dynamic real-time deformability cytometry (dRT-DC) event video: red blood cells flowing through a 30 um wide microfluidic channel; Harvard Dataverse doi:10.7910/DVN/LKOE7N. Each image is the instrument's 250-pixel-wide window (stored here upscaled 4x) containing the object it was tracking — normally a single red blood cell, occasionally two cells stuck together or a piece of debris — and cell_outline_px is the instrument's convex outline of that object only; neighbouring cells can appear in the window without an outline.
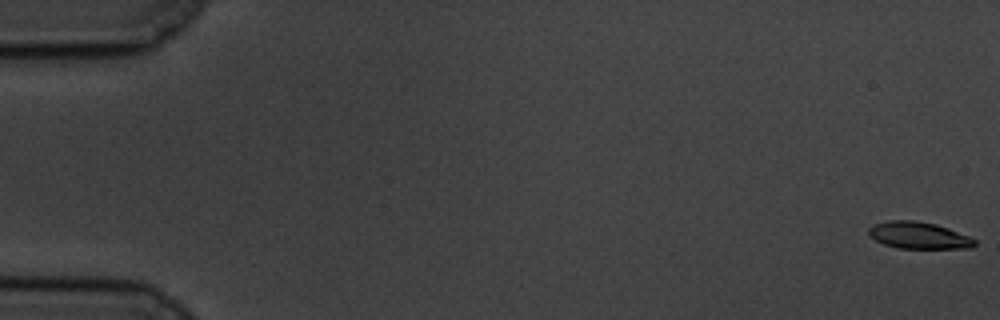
{"species": "common noctule bat (a hibernating species)", "species_latin": "Nyctalus noctula", "temperature_condition": "cold", "stored_images_in_passage": 59, "camera_frame_rate_fps": 3000, "um_per_image_px": 0.085, "animal": {"sex": "male", "body_mass_g": 19.5, "forearm_length_mm": 54.6}, "frame": {"image": 1, "passage_image": 1, "time_ms": 0.0, "image_size_px": [1000, 320], "cell_outline_px": [[976, 244], [972, 248], [896, 248], [884, 244], [876, 240], [868, 232], [868, 228], [876, 224], [888, 220], [912, 220], [936, 224], [948, 228], [968, 236], [976, 240]], "centroid_in_image_um": [78.1, 20.01], "position_along_channel_um": 6.9, "area_um2": 16.42}}
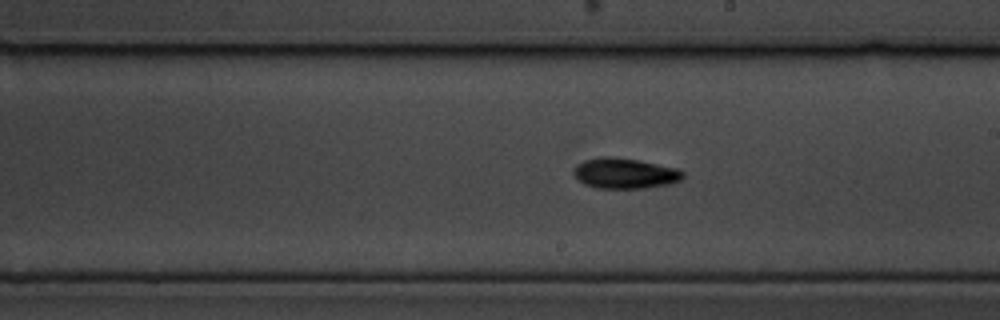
{"frame": {"image": 2, "passage_image": 34, "time_ms": 11.0, "image_size_px": [1000, 320], "cell_outline_px": [[684, 176], [680, 180], [672, 184], [644, 188], [596, 188], [584, 184], [572, 172], [572, 168], [576, 164], [584, 160], [600, 156], [612, 156], [640, 160], [680, 168], [684, 172]], "centroid_in_image_um": [53.13, 14.72], "position_along_channel_um": 235.9, "area_um2": 19.83}}
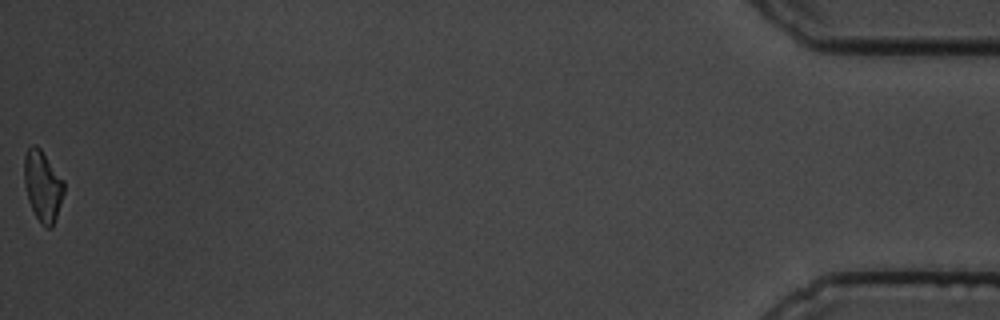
{"frame": {"image": 3, "passage_image": 59, "time_ms": 19.333, "image_size_px": [1000, 320], "cell_outline_px": [[64, 192], [52, 228], [44, 228], [40, 224], [28, 200], [24, 184], [24, 156], [28, 148], [32, 144], [36, 144], [40, 148], [64, 180]], "centroid_in_image_um": [3.62, 15.8], "position_along_channel_um": 431.6, "area_um2": 16.42}, "authors_computed_cell_mechanics": {"area_um2": 17.7446, "velocity_mm_per_s": 3.4655, "shape_relaxation_time_tau1_ms": 3.1111, "shape_relaxation_time_tau2_ms": null, "deformation_change_tau1": 0.1537, "deformation_change_tau2": null}}